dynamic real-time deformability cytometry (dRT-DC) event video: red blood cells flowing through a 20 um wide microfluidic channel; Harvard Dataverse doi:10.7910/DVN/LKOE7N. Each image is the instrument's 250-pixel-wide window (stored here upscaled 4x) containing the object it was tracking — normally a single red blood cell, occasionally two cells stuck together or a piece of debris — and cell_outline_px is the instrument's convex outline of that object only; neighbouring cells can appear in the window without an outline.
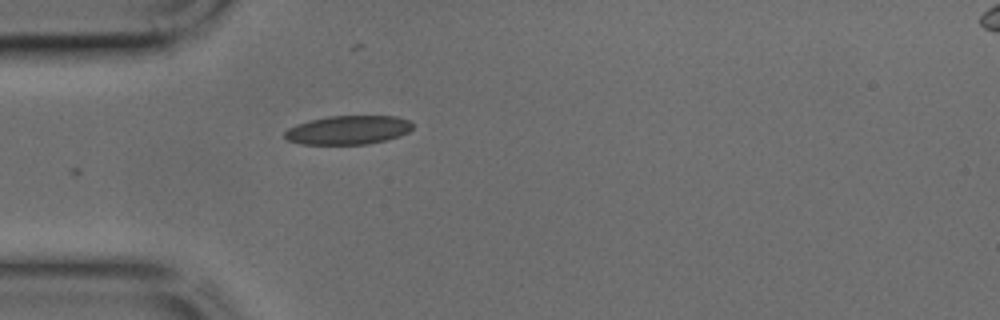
{"species": "common noctule bat (a hibernating species)", "species_latin": "Nyctalus noctula", "temperature_condition": "cold", "stored_images_in_passage": 10, "camera_frame_rate_fps": 3000, "um_per_image_px": 0.085, "animal": {"sex": "male", "body_mass_g": 17.9, "forearm_length_mm": 54.2}, "frame": {"image": 1, "passage_image": 1, "time_ms": 0.0, "image_size_px": [1000, 320], "cell_outline_px": [[412, 128], [408, 132], [400, 136], [368, 144], [300, 144], [288, 140], [284, 136], [284, 132], [288, 128], [296, 124], [308, 120], [328, 116], [396, 116], [408, 120], [412, 124]], "centroid_in_image_um": [29.56, 11.05], "position_along_channel_um": 55.4, "area_um2": 21.5}}